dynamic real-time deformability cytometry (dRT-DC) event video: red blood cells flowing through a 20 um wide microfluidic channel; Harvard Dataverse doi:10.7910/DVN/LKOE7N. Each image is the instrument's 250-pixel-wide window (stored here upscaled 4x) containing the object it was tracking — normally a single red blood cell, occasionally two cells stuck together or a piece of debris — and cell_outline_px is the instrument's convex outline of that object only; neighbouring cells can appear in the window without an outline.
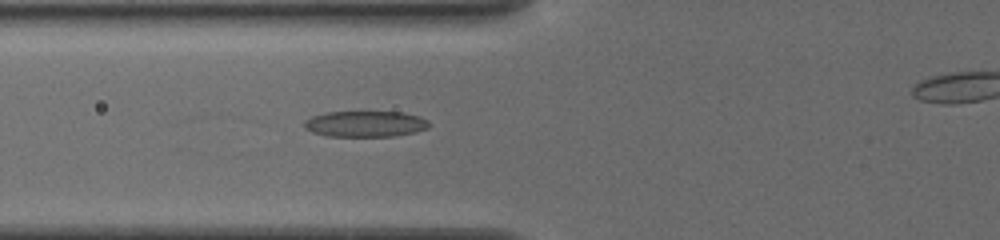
{"species": "common noctule bat (a hibernating species)", "species_latin": "Nyctalus noctula", "temperature_condition": "cold", "stored_images_in_passage": 35, "camera_frame_rate_fps": 3000, "um_per_image_px": 0.085, "animal": {"sex": "female", "body_mass_g": 19.5, "forearm_length_mm": 54.1}, "frame": {"image": 1, "passage_image": 7, "time_ms": 2.0, "image_size_px": [1000, 240], "cell_outline_px": [[428, 128], [416, 132], [396, 136], [328, 136], [312, 132], [304, 128], [304, 120], [312, 116], [324, 112], [404, 112], [420, 116], [428, 120]], "centroid_in_image_um": [31.05, 10.53], "position_along_channel_um": 94.7, "area_um2": 19.02}}
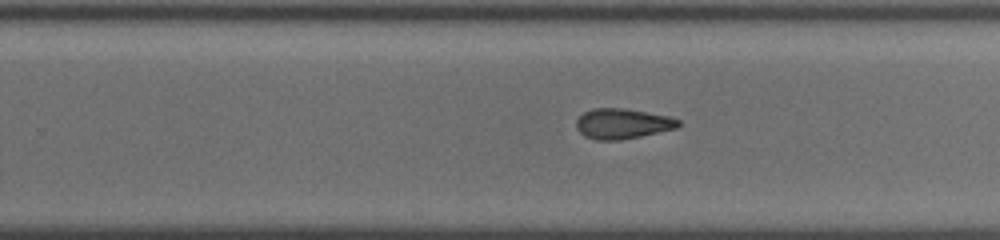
{"frame": {"image": 2, "passage_image": 21, "time_ms": 6.667, "image_size_px": [1000, 240], "cell_outline_px": [[680, 124], [676, 128], [640, 136], [620, 140], [596, 140], [584, 136], [576, 128], [576, 120], [584, 112], [592, 108], [624, 108], [672, 116], [680, 120]], "centroid_in_image_um": [52.91, 10.5], "position_along_channel_um": 276.9, "area_um2": 18.09}}
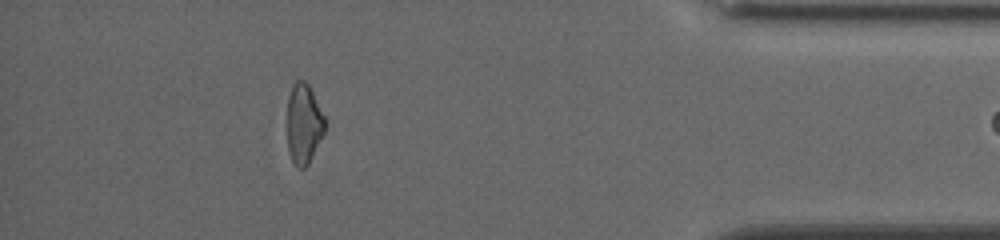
{"frame": {"image": 3, "passage_image": 34, "time_ms": 11.0, "image_size_px": [1000, 240], "cell_outline_px": [[328, 120], [324, 132], [308, 164], [304, 168], [296, 168], [288, 152], [288, 96], [292, 84], [296, 80], [304, 80], [308, 84]], "centroid_in_image_um": [25.84, 10.5], "position_along_channel_um": 409.4, "area_um2": 17.8}}